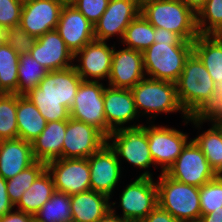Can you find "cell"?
Listing matches in <instances>:
<instances>
[{"instance_id": "cell-1", "label": "cell", "mask_w": 222, "mask_h": 222, "mask_svg": "<svg viewBox=\"0 0 222 222\" xmlns=\"http://www.w3.org/2000/svg\"><path fill=\"white\" fill-rule=\"evenodd\" d=\"M82 81L74 66L50 71L26 96L47 122L68 120Z\"/></svg>"}, {"instance_id": "cell-2", "label": "cell", "mask_w": 222, "mask_h": 222, "mask_svg": "<svg viewBox=\"0 0 222 222\" xmlns=\"http://www.w3.org/2000/svg\"><path fill=\"white\" fill-rule=\"evenodd\" d=\"M140 13L154 27L176 33L184 41L199 36L197 15L182 0H141Z\"/></svg>"}, {"instance_id": "cell-3", "label": "cell", "mask_w": 222, "mask_h": 222, "mask_svg": "<svg viewBox=\"0 0 222 222\" xmlns=\"http://www.w3.org/2000/svg\"><path fill=\"white\" fill-rule=\"evenodd\" d=\"M193 52V42H158L142 52L148 78L176 83Z\"/></svg>"}, {"instance_id": "cell-4", "label": "cell", "mask_w": 222, "mask_h": 222, "mask_svg": "<svg viewBox=\"0 0 222 222\" xmlns=\"http://www.w3.org/2000/svg\"><path fill=\"white\" fill-rule=\"evenodd\" d=\"M158 179V205L180 222H198L201 217L199 187L178 182L166 173H161Z\"/></svg>"}, {"instance_id": "cell-5", "label": "cell", "mask_w": 222, "mask_h": 222, "mask_svg": "<svg viewBox=\"0 0 222 222\" xmlns=\"http://www.w3.org/2000/svg\"><path fill=\"white\" fill-rule=\"evenodd\" d=\"M138 113L157 115L158 113L182 112L186 124L190 116L181 106L176 83L145 77L132 89ZM141 109V112H140ZM142 109L144 111H142Z\"/></svg>"}, {"instance_id": "cell-6", "label": "cell", "mask_w": 222, "mask_h": 222, "mask_svg": "<svg viewBox=\"0 0 222 222\" xmlns=\"http://www.w3.org/2000/svg\"><path fill=\"white\" fill-rule=\"evenodd\" d=\"M214 81L199 57L192 52L176 82L179 102L191 116L211 95Z\"/></svg>"}, {"instance_id": "cell-7", "label": "cell", "mask_w": 222, "mask_h": 222, "mask_svg": "<svg viewBox=\"0 0 222 222\" xmlns=\"http://www.w3.org/2000/svg\"><path fill=\"white\" fill-rule=\"evenodd\" d=\"M144 171L126 185L120 195L121 217L130 222H141L157 205L158 189L152 173Z\"/></svg>"}, {"instance_id": "cell-8", "label": "cell", "mask_w": 222, "mask_h": 222, "mask_svg": "<svg viewBox=\"0 0 222 222\" xmlns=\"http://www.w3.org/2000/svg\"><path fill=\"white\" fill-rule=\"evenodd\" d=\"M107 142L118 157L120 156L131 165L141 169H148L151 164L155 166L149 151L145 125L139 123L113 131L107 137Z\"/></svg>"}, {"instance_id": "cell-9", "label": "cell", "mask_w": 222, "mask_h": 222, "mask_svg": "<svg viewBox=\"0 0 222 222\" xmlns=\"http://www.w3.org/2000/svg\"><path fill=\"white\" fill-rule=\"evenodd\" d=\"M105 86L100 81H82L70 108V117L99 129L108 137L104 112Z\"/></svg>"}, {"instance_id": "cell-10", "label": "cell", "mask_w": 222, "mask_h": 222, "mask_svg": "<svg viewBox=\"0 0 222 222\" xmlns=\"http://www.w3.org/2000/svg\"><path fill=\"white\" fill-rule=\"evenodd\" d=\"M166 174L178 182L197 187H201L217 177L204 153L193 139L189 140Z\"/></svg>"}, {"instance_id": "cell-11", "label": "cell", "mask_w": 222, "mask_h": 222, "mask_svg": "<svg viewBox=\"0 0 222 222\" xmlns=\"http://www.w3.org/2000/svg\"><path fill=\"white\" fill-rule=\"evenodd\" d=\"M145 131L154 165H160L161 173H166L189 142L188 134L162 125L145 126Z\"/></svg>"}, {"instance_id": "cell-12", "label": "cell", "mask_w": 222, "mask_h": 222, "mask_svg": "<svg viewBox=\"0 0 222 222\" xmlns=\"http://www.w3.org/2000/svg\"><path fill=\"white\" fill-rule=\"evenodd\" d=\"M55 190L67 195L85 192L90 187L88 158H60L46 164Z\"/></svg>"}, {"instance_id": "cell-13", "label": "cell", "mask_w": 222, "mask_h": 222, "mask_svg": "<svg viewBox=\"0 0 222 222\" xmlns=\"http://www.w3.org/2000/svg\"><path fill=\"white\" fill-rule=\"evenodd\" d=\"M107 137L96 127L69 118L62 146V158H89Z\"/></svg>"}, {"instance_id": "cell-14", "label": "cell", "mask_w": 222, "mask_h": 222, "mask_svg": "<svg viewBox=\"0 0 222 222\" xmlns=\"http://www.w3.org/2000/svg\"><path fill=\"white\" fill-rule=\"evenodd\" d=\"M140 11L141 0H109L107 9L94 25L95 40L106 41L119 35L122 41L126 28Z\"/></svg>"}, {"instance_id": "cell-15", "label": "cell", "mask_w": 222, "mask_h": 222, "mask_svg": "<svg viewBox=\"0 0 222 222\" xmlns=\"http://www.w3.org/2000/svg\"><path fill=\"white\" fill-rule=\"evenodd\" d=\"M119 158L108 142L88 158L92 191L112 196L122 172Z\"/></svg>"}, {"instance_id": "cell-16", "label": "cell", "mask_w": 222, "mask_h": 222, "mask_svg": "<svg viewBox=\"0 0 222 222\" xmlns=\"http://www.w3.org/2000/svg\"><path fill=\"white\" fill-rule=\"evenodd\" d=\"M65 0H33L23 4L20 25L30 35L38 38L56 30Z\"/></svg>"}, {"instance_id": "cell-17", "label": "cell", "mask_w": 222, "mask_h": 222, "mask_svg": "<svg viewBox=\"0 0 222 222\" xmlns=\"http://www.w3.org/2000/svg\"><path fill=\"white\" fill-rule=\"evenodd\" d=\"M114 46L109 47L106 41L93 40L74 55L78 65L74 64L77 74L84 81L109 79ZM93 78V79H89Z\"/></svg>"}, {"instance_id": "cell-18", "label": "cell", "mask_w": 222, "mask_h": 222, "mask_svg": "<svg viewBox=\"0 0 222 222\" xmlns=\"http://www.w3.org/2000/svg\"><path fill=\"white\" fill-rule=\"evenodd\" d=\"M56 31L73 55L95 39L94 25L70 2L62 8Z\"/></svg>"}, {"instance_id": "cell-19", "label": "cell", "mask_w": 222, "mask_h": 222, "mask_svg": "<svg viewBox=\"0 0 222 222\" xmlns=\"http://www.w3.org/2000/svg\"><path fill=\"white\" fill-rule=\"evenodd\" d=\"M29 54L49 72L74 66V55L56 30L38 37Z\"/></svg>"}, {"instance_id": "cell-20", "label": "cell", "mask_w": 222, "mask_h": 222, "mask_svg": "<svg viewBox=\"0 0 222 222\" xmlns=\"http://www.w3.org/2000/svg\"><path fill=\"white\" fill-rule=\"evenodd\" d=\"M145 76L142 52L129 48L116 51L114 45L108 86L132 89Z\"/></svg>"}, {"instance_id": "cell-21", "label": "cell", "mask_w": 222, "mask_h": 222, "mask_svg": "<svg viewBox=\"0 0 222 222\" xmlns=\"http://www.w3.org/2000/svg\"><path fill=\"white\" fill-rule=\"evenodd\" d=\"M103 100L108 136L141 116L136 109L131 89L105 87Z\"/></svg>"}, {"instance_id": "cell-22", "label": "cell", "mask_w": 222, "mask_h": 222, "mask_svg": "<svg viewBox=\"0 0 222 222\" xmlns=\"http://www.w3.org/2000/svg\"><path fill=\"white\" fill-rule=\"evenodd\" d=\"M36 160L31 142L21 138L0 140V176L11 179Z\"/></svg>"}, {"instance_id": "cell-23", "label": "cell", "mask_w": 222, "mask_h": 222, "mask_svg": "<svg viewBox=\"0 0 222 222\" xmlns=\"http://www.w3.org/2000/svg\"><path fill=\"white\" fill-rule=\"evenodd\" d=\"M110 198L91 189L70 195L72 222H98L111 209Z\"/></svg>"}, {"instance_id": "cell-24", "label": "cell", "mask_w": 222, "mask_h": 222, "mask_svg": "<svg viewBox=\"0 0 222 222\" xmlns=\"http://www.w3.org/2000/svg\"><path fill=\"white\" fill-rule=\"evenodd\" d=\"M68 120L47 122L45 129L34 139L32 153L36 161L48 163L62 158V146Z\"/></svg>"}, {"instance_id": "cell-25", "label": "cell", "mask_w": 222, "mask_h": 222, "mask_svg": "<svg viewBox=\"0 0 222 222\" xmlns=\"http://www.w3.org/2000/svg\"><path fill=\"white\" fill-rule=\"evenodd\" d=\"M18 138L32 142L45 129L47 121L26 95H17Z\"/></svg>"}, {"instance_id": "cell-26", "label": "cell", "mask_w": 222, "mask_h": 222, "mask_svg": "<svg viewBox=\"0 0 222 222\" xmlns=\"http://www.w3.org/2000/svg\"><path fill=\"white\" fill-rule=\"evenodd\" d=\"M193 52L206 67L213 81L222 82V35H199Z\"/></svg>"}, {"instance_id": "cell-27", "label": "cell", "mask_w": 222, "mask_h": 222, "mask_svg": "<svg viewBox=\"0 0 222 222\" xmlns=\"http://www.w3.org/2000/svg\"><path fill=\"white\" fill-rule=\"evenodd\" d=\"M50 173L45 169L15 205L18 210L34 216L55 192Z\"/></svg>"}, {"instance_id": "cell-28", "label": "cell", "mask_w": 222, "mask_h": 222, "mask_svg": "<svg viewBox=\"0 0 222 222\" xmlns=\"http://www.w3.org/2000/svg\"><path fill=\"white\" fill-rule=\"evenodd\" d=\"M34 219L37 222H72L70 195L55 191Z\"/></svg>"}, {"instance_id": "cell-29", "label": "cell", "mask_w": 222, "mask_h": 222, "mask_svg": "<svg viewBox=\"0 0 222 222\" xmlns=\"http://www.w3.org/2000/svg\"><path fill=\"white\" fill-rule=\"evenodd\" d=\"M121 42L126 48L143 52L154 43V26L140 13L126 28Z\"/></svg>"}, {"instance_id": "cell-30", "label": "cell", "mask_w": 222, "mask_h": 222, "mask_svg": "<svg viewBox=\"0 0 222 222\" xmlns=\"http://www.w3.org/2000/svg\"><path fill=\"white\" fill-rule=\"evenodd\" d=\"M19 55L6 43L0 46V92L17 94Z\"/></svg>"}, {"instance_id": "cell-31", "label": "cell", "mask_w": 222, "mask_h": 222, "mask_svg": "<svg viewBox=\"0 0 222 222\" xmlns=\"http://www.w3.org/2000/svg\"><path fill=\"white\" fill-rule=\"evenodd\" d=\"M49 71L27 53L19 56L17 95H26Z\"/></svg>"}, {"instance_id": "cell-32", "label": "cell", "mask_w": 222, "mask_h": 222, "mask_svg": "<svg viewBox=\"0 0 222 222\" xmlns=\"http://www.w3.org/2000/svg\"><path fill=\"white\" fill-rule=\"evenodd\" d=\"M207 158L216 174L222 172V135L212 124L211 128L193 139Z\"/></svg>"}, {"instance_id": "cell-33", "label": "cell", "mask_w": 222, "mask_h": 222, "mask_svg": "<svg viewBox=\"0 0 222 222\" xmlns=\"http://www.w3.org/2000/svg\"><path fill=\"white\" fill-rule=\"evenodd\" d=\"M213 87L209 98L188 118L197 127L205 121L214 124L222 120V82L214 81Z\"/></svg>"}, {"instance_id": "cell-34", "label": "cell", "mask_w": 222, "mask_h": 222, "mask_svg": "<svg viewBox=\"0 0 222 222\" xmlns=\"http://www.w3.org/2000/svg\"><path fill=\"white\" fill-rule=\"evenodd\" d=\"M45 169L46 163L35 161L32 165L18 173L13 178L6 180L7 194L14 206L19 202L23 193L31 187L36 178Z\"/></svg>"}, {"instance_id": "cell-35", "label": "cell", "mask_w": 222, "mask_h": 222, "mask_svg": "<svg viewBox=\"0 0 222 222\" xmlns=\"http://www.w3.org/2000/svg\"><path fill=\"white\" fill-rule=\"evenodd\" d=\"M199 35H222V0H208L197 14Z\"/></svg>"}, {"instance_id": "cell-36", "label": "cell", "mask_w": 222, "mask_h": 222, "mask_svg": "<svg viewBox=\"0 0 222 222\" xmlns=\"http://www.w3.org/2000/svg\"><path fill=\"white\" fill-rule=\"evenodd\" d=\"M17 94L0 95V140L18 138Z\"/></svg>"}, {"instance_id": "cell-37", "label": "cell", "mask_w": 222, "mask_h": 222, "mask_svg": "<svg viewBox=\"0 0 222 222\" xmlns=\"http://www.w3.org/2000/svg\"><path fill=\"white\" fill-rule=\"evenodd\" d=\"M201 216L222 207V182L216 177L199 187Z\"/></svg>"}, {"instance_id": "cell-38", "label": "cell", "mask_w": 222, "mask_h": 222, "mask_svg": "<svg viewBox=\"0 0 222 222\" xmlns=\"http://www.w3.org/2000/svg\"><path fill=\"white\" fill-rule=\"evenodd\" d=\"M5 36L6 44L11 46L19 56L29 53L37 40L36 37L23 30L20 24L6 28Z\"/></svg>"}, {"instance_id": "cell-39", "label": "cell", "mask_w": 222, "mask_h": 222, "mask_svg": "<svg viewBox=\"0 0 222 222\" xmlns=\"http://www.w3.org/2000/svg\"><path fill=\"white\" fill-rule=\"evenodd\" d=\"M109 0H71L73 4L93 25L107 9Z\"/></svg>"}, {"instance_id": "cell-40", "label": "cell", "mask_w": 222, "mask_h": 222, "mask_svg": "<svg viewBox=\"0 0 222 222\" xmlns=\"http://www.w3.org/2000/svg\"><path fill=\"white\" fill-rule=\"evenodd\" d=\"M22 7L17 0H0V25L6 29L19 24Z\"/></svg>"}, {"instance_id": "cell-41", "label": "cell", "mask_w": 222, "mask_h": 222, "mask_svg": "<svg viewBox=\"0 0 222 222\" xmlns=\"http://www.w3.org/2000/svg\"><path fill=\"white\" fill-rule=\"evenodd\" d=\"M141 222H180L168 211L157 205Z\"/></svg>"}, {"instance_id": "cell-42", "label": "cell", "mask_w": 222, "mask_h": 222, "mask_svg": "<svg viewBox=\"0 0 222 222\" xmlns=\"http://www.w3.org/2000/svg\"><path fill=\"white\" fill-rule=\"evenodd\" d=\"M15 206L10 201L9 195L7 194V183L6 180L0 176V217L11 212Z\"/></svg>"}, {"instance_id": "cell-43", "label": "cell", "mask_w": 222, "mask_h": 222, "mask_svg": "<svg viewBox=\"0 0 222 222\" xmlns=\"http://www.w3.org/2000/svg\"><path fill=\"white\" fill-rule=\"evenodd\" d=\"M158 42H193L184 41L179 35L163 28L154 27V43Z\"/></svg>"}, {"instance_id": "cell-44", "label": "cell", "mask_w": 222, "mask_h": 222, "mask_svg": "<svg viewBox=\"0 0 222 222\" xmlns=\"http://www.w3.org/2000/svg\"><path fill=\"white\" fill-rule=\"evenodd\" d=\"M33 219L34 216L21 210H17L16 212L11 211L3 217H0V222H32Z\"/></svg>"}, {"instance_id": "cell-45", "label": "cell", "mask_w": 222, "mask_h": 222, "mask_svg": "<svg viewBox=\"0 0 222 222\" xmlns=\"http://www.w3.org/2000/svg\"><path fill=\"white\" fill-rule=\"evenodd\" d=\"M115 204H116L115 202L111 204L112 206L109 212L104 217H102L98 222H130L127 219H124L119 215H116V211L113 209V206Z\"/></svg>"}, {"instance_id": "cell-46", "label": "cell", "mask_w": 222, "mask_h": 222, "mask_svg": "<svg viewBox=\"0 0 222 222\" xmlns=\"http://www.w3.org/2000/svg\"><path fill=\"white\" fill-rule=\"evenodd\" d=\"M198 222H222V207L209 214L202 215Z\"/></svg>"}, {"instance_id": "cell-47", "label": "cell", "mask_w": 222, "mask_h": 222, "mask_svg": "<svg viewBox=\"0 0 222 222\" xmlns=\"http://www.w3.org/2000/svg\"><path fill=\"white\" fill-rule=\"evenodd\" d=\"M196 15L208 0H182Z\"/></svg>"}, {"instance_id": "cell-48", "label": "cell", "mask_w": 222, "mask_h": 222, "mask_svg": "<svg viewBox=\"0 0 222 222\" xmlns=\"http://www.w3.org/2000/svg\"><path fill=\"white\" fill-rule=\"evenodd\" d=\"M5 29L0 25V46L6 43Z\"/></svg>"}, {"instance_id": "cell-49", "label": "cell", "mask_w": 222, "mask_h": 222, "mask_svg": "<svg viewBox=\"0 0 222 222\" xmlns=\"http://www.w3.org/2000/svg\"><path fill=\"white\" fill-rule=\"evenodd\" d=\"M213 125L219 130L222 135V120L215 122Z\"/></svg>"}, {"instance_id": "cell-50", "label": "cell", "mask_w": 222, "mask_h": 222, "mask_svg": "<svg viewBox=\"0 0 222 222\" xmlns=\"http://www.w3.org/2000/svg\"><path fill=\"white\" fill-rule=\"evenodd\" d=\"M17 1L24 4V3H27V2H30V1H33V0H17Z\"/></svg>"}, {"instance_id": "cell-51", "label": "cell", "mask_w": 222, "mask_h": 222, "mask_svg": "<svg viewBox=\"0 0 222 222\" xmlns=\"http://www.w3.org/2000/svg\"><path fill=\"white\" fill-rule=\"evenodd\" d=\"M217 178L222 182V172H219V173L217 174Z\"/></svg>"}]
</instances>
